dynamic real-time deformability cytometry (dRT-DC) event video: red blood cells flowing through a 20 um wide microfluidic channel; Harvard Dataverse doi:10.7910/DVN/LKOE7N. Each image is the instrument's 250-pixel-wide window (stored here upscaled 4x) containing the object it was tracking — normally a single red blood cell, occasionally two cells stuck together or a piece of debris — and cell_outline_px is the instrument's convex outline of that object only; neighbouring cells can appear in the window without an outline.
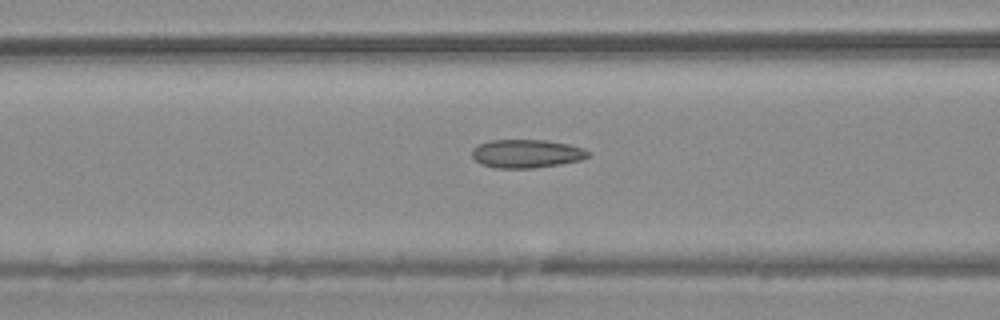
{"species": "common noctule bat (a hibernating species)", "species_latin": "Nyctalus noctula", "temperature_condition": "warm", "stored_images_in_passage": 50, "camera_frame_rate_fps": 3000, "um_per_image_px": 0.085, "animal": {"sex": "male", "body_mass_g": 20.4}, "frame": {"image": 1, "passage_image": 18, "time_ms": 5.667, "image_size_px": [1000, 320], "cell_outline_px": [[588, 156], [580, 160], [560, 164], [532, 168], [496, 168], [480, 164], [472, 156], [472, 148], [488, 140], [544, 140], [568, 144], [584, 148], [588, 152]], "centroid_in_image_um": [44.72, 13.06], "position_along_channel_um": 121.9, "area_um2": 19.13}}
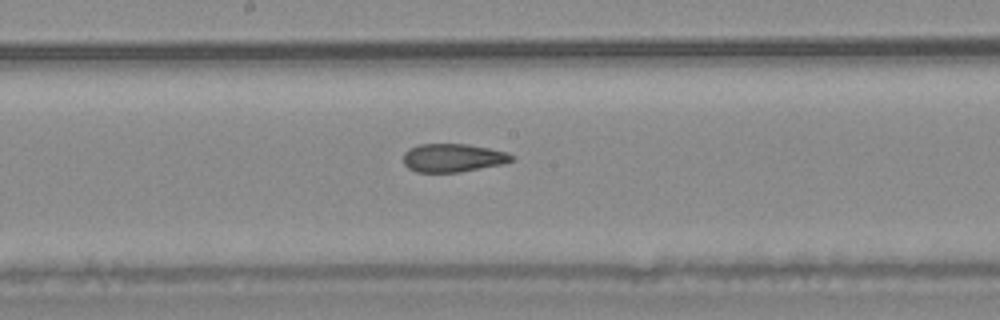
{"frame": {"image": 2, "passage_image": 25, "time_ms": 8.0, "image_size_px": [1000, 320], "cell_outline_px": [[516, 156], [512, 160], [504, 164], [460, 172], [416, 172], [408, 168], [404, 164], [404, 152], [408, 148], [416, 144], [468, 144], [508, 152]], "centroid_in_image_um": [38.5, 13.41], "position_along_channel_um": 209.7, "area_um2": 18.09}}
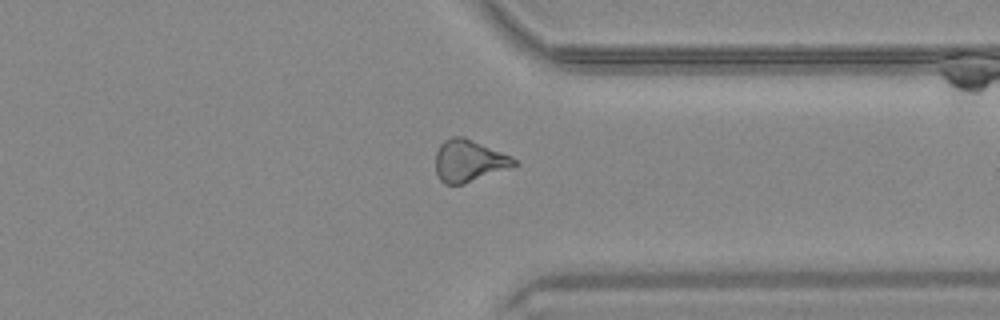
{"frame": {"image": 3, "passage_image": 38, "time_ms": 12.333, "image_size_px": [1000, 320], "cell_outline_px": [[520, 164], [464, 184], [444, 184], [440, 180], [436, 172], [436, 152], [440, 144], [444, 140], [452, 136], [464, 136], [512, 156]], "centroid_in_image_um": [39.86, 13.66], "position_along_channel_um": 371.5, "area_um2": 19.31}, "authors_computed_cell_mechanics": {"area_um2": 19.2474, "velocity_mm_per_s": 3.7713, "shape_relaxation_time_tau1_ms": null, "shape_relaxation_time_tau2_ms": 2.8204, "deformation_change_tau1": null, "deformation_change_tau2": 0.0973}}